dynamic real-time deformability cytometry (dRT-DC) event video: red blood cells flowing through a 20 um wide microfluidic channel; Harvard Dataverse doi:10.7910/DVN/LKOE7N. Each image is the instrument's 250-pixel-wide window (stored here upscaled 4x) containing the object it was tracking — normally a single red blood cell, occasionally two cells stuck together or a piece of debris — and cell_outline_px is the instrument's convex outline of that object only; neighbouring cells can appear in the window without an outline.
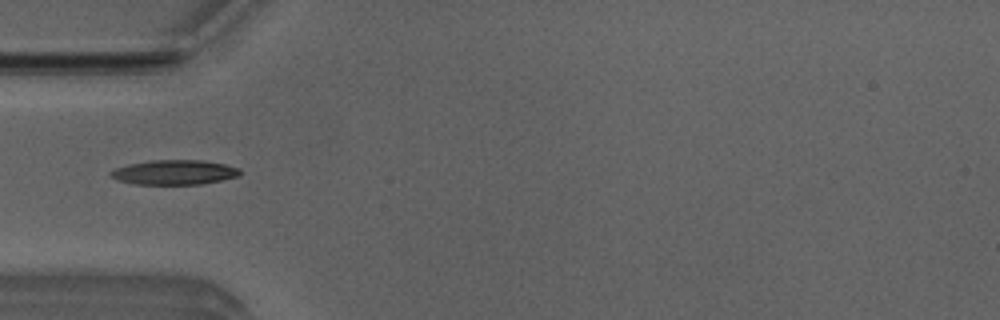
{"species": "Egyptian fruit bat (a non-hibernating species)", "species_latin": "Rousettus aegyptiacus", "temperature_condition": "room temperature", "stored_images_in_passage": 4, "camera_frame_rate_fps": 3000, "um_per_image_px": 0.085, "animal": {"sex": "male"}, "frame": {"image": 1, "passage_image": 4, "time_ms": 1.0, "image_size_px": [1000, 320], "cell_outline_px": [[240, 176], [200, 184], [136, 184], [116, 180], [108, 172], [116, 168], [128, 164], [152, 160], [204, 160], [224, 164], [240, 168]], "centroid_in_image_um": [14.82, 14.64], "position_along_channel_um": 70.2, "area_um2": 18.55}}